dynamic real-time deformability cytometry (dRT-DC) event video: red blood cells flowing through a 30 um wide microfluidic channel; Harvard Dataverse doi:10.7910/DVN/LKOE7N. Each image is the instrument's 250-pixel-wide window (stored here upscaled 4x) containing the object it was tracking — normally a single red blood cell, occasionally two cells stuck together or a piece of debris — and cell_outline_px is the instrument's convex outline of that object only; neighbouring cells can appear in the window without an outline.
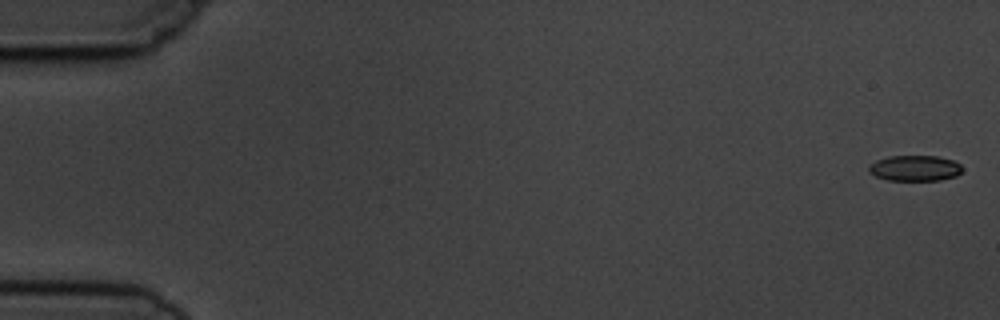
{"species": "common noctule bat (a hibernating species)", "species_latin": "Nyctalus noctula", "temperature_condition": "cold", "stored_images_in_passage": 8, "camera_frame_rate_fps": 3000, "um_per_image_px": 0.085, "animal": {"sex": "male", "body_mass_g": 19.5, "forearm_length_mm": 54.6}, "frame": {"image": 1, "passage_image": 1, "time_ms": 0.0, "image_size_px": [1000, 320], "cell_outline_px": [[964, 168], [956, 176], [940, 180], [888, 180], [876, 176], [868, 172], [868, 168], [876, 160], [888, 156], [936, 156], [952, 160], [960, 164]], "centroid_in_image_um": [77.77, 14.29], "position_along_channel_um": 7.2, "area_um2": 13.93}}
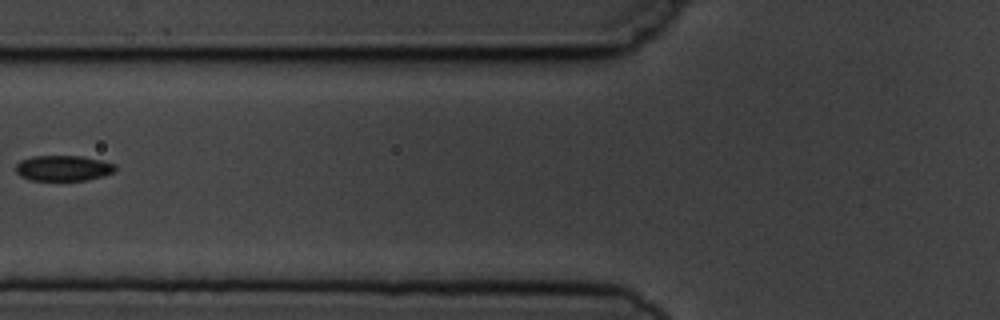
{"frame": {"image": 2, "passage_image": 7, "time_ms": 7.0, "image_size_px": [1000, 320], "cell_outline_px": [[116, 168], [112, 172], [100, 176], [84, 180], [28, 180], [20, 176], [16, 172], [16, 164], [20, 160], [32, 156], [80, 156], [100, 160], [116, 164]], "centroid_in_image_um": [5.32, 14.28], "position_along_channel_um": 120.5, "area_um2": 14.68}}
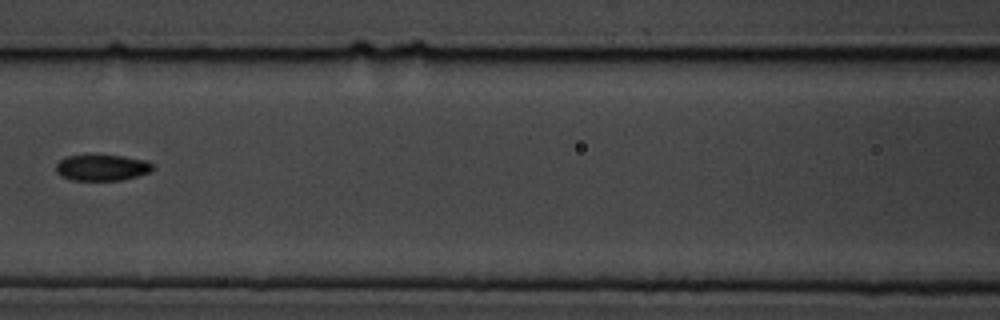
{"frame": {"image": 3, "passage_image": 8, "time_ms": 8.0, "image_size_px": [1000, 320], "cell_outline_px": [[152, 172], [120, 180], [72, 180], [60, 176], [56, 172], [56, 164], [60, 160], [68, 156], [124, 156], [144, 160], [152, 164]], "centroid_in_image_um": [8.65, 14.26], "position_along_channel_um": 157.9, "area_um2": 14.45}}